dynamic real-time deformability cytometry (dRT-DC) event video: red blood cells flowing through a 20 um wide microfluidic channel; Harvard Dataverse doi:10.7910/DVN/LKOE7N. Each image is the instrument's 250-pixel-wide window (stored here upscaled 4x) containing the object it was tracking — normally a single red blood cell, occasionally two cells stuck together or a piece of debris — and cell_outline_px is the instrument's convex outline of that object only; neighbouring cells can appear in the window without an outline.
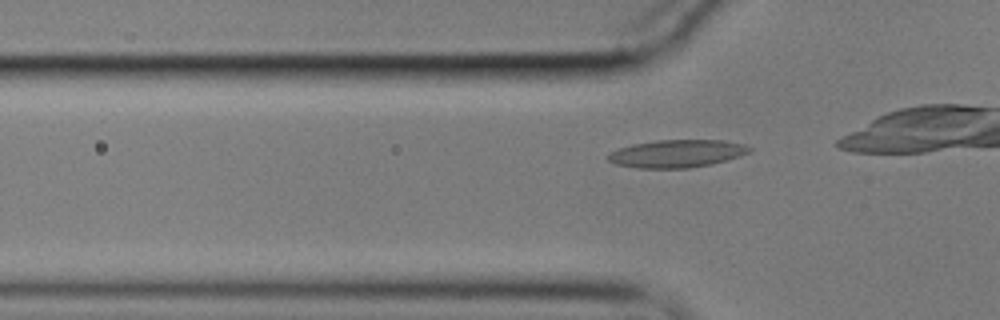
{"species": "common noctule bat (a hibernating species)", "species_latin": "Nyctalus noctula", "temperature_condition": "cold", "stored_images_in_passage": 8, "camera_frame_rate_fps": 3000, "um_per_image_px": 0.085, "animal": {"sex": "male", "body_mass_g": 17.9}, "frame": {"image": 1, "passage_image": 2, "time_ms": 0.333, "image_size_px": [1000, 320], "cell_outline_px": [[752, 148], [748, 152], [740, 156], [712, 164], [688, 168], [636, 168], [616, 164], [608, 160], [608, 152], [632, 144], [656, 140], [724, 140], [744, 144]], "centroid_in_image_um": [57.52, 13.05], "position_along_channel_um": 68.3, "area_um2": 22.83}}
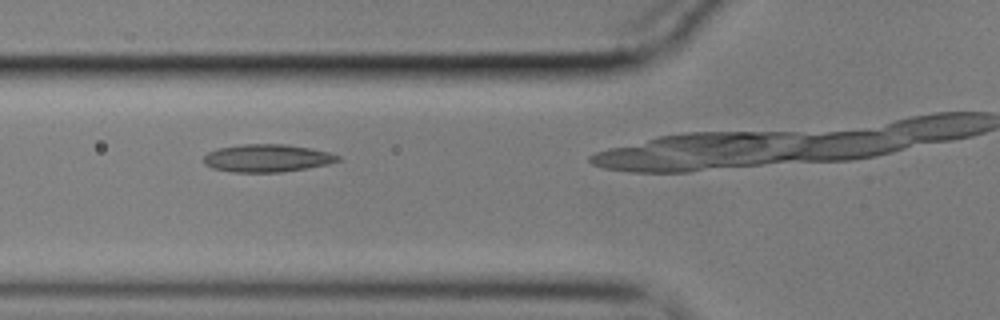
{"frame": {"image": 2, "passage_image": 5, "time_ms": 1.333, "image_size_px": [1000, 320], "cell_outline_px": [[340, 160], [328, 164], [308, 168], [280, 172], [232, 172], [212, 168], [204, 164], [204, 156], [208, 152], [220, 148], [244, 144], [284, 144], [312, 148], [328, 152], [340, 156]], "centroid_in_image_um": [22.71, 13.44], "position_along_channel_um": 103.1, "area_um2": 21.62}}